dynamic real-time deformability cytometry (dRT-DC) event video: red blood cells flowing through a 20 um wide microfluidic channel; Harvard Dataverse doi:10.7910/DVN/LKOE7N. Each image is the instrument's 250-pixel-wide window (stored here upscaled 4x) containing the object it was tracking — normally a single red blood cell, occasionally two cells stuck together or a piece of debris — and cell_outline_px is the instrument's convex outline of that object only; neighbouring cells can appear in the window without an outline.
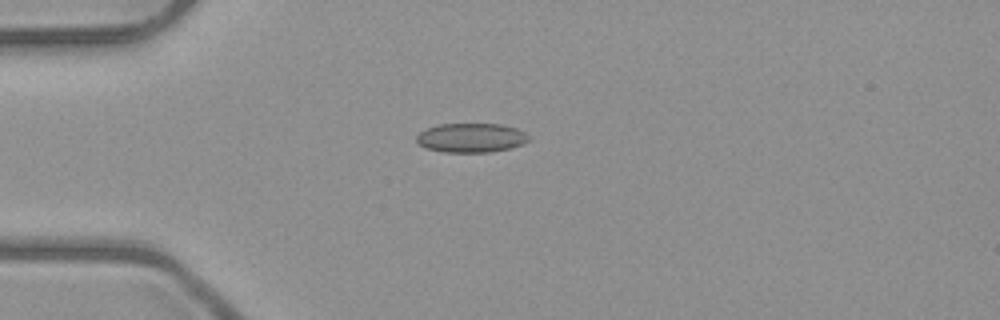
{"species": "common noctule bat (a hibernating species)", "species_latin": "Nyctalus noctula", "temperature_condition": "room temperature", "stored_images_in_passage": 4, "camera_frame_rate_fps": 3000, "um_per_image_px": 0.085, "animal": {"sex": "male", "body_mass_g": 23.1, "forearm_length_mm": 52.7}, "frame": {"image": 1, "passage_image": 2, "time_ms": 1.0, "image_size_px": [1000, 320], "cell_outline_px": [[528, 140], [524, 144], [512, 148], [488, 152], [444, 152], [424, 148], [416, 140], [416, 136], [420, 132], [428, 128], [440, 124], [500, 124], [516, 128], [524, 132], [528, 136]], "centroid_in_image_um": [40.05, 11.72], "position_along_channel_um": 45.0, "area_um2": 19.07}}
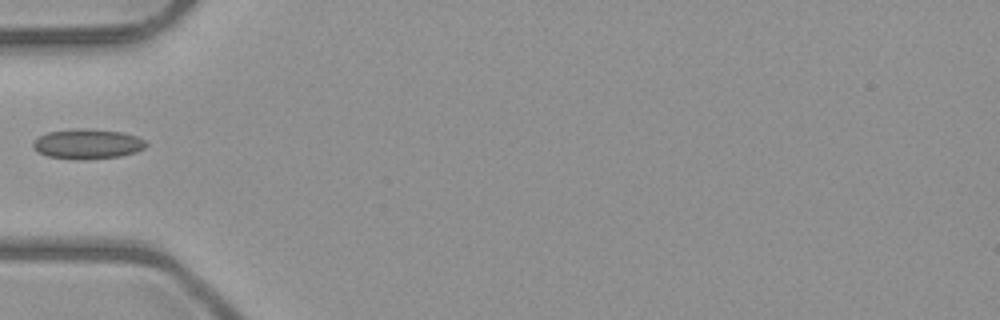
{"frame": {"image": 2, "passage_image": 3, "time_ms": 2.333, "image_size_px": [1000, 320], "cell_outline_px": [[148, 144], [144, 148], [136, 152], [120, 156], [84, 160], [76, 160], [48, 156], [32, 148], [32, 144], [40, 136], [48, 132], [124, 132], [136, 136], [144, 140]], "centroid_in_image_um": [7.48, 12.31], "position_along_channel_um": 77.5, "area_um2": 18.55}}
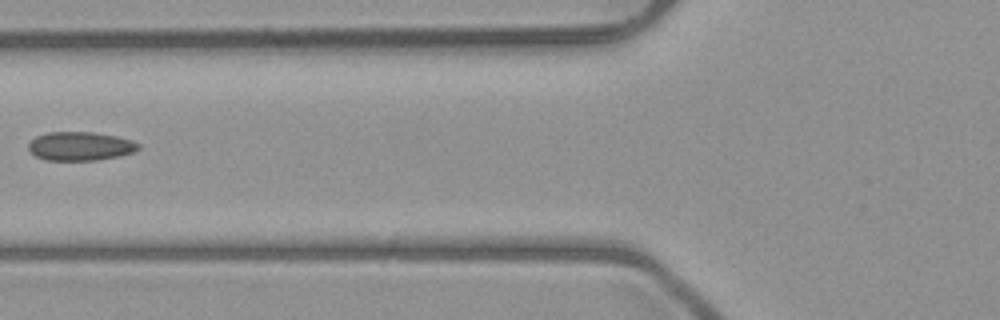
{"frame": {"image": 3, "passage_image": 4, "time_ms": 3.333, "image_size_px": [1000, 320], "cell_outline_px": [[140, 148], [132, 152], [120, 156], [96, 160], [44, 160], [36, 156], [28, 148], [28, 144], [36, 136], [48, 132], [92, 132], [116, 136], [132, 140], [140, 144]], "centroid_in_image_um": [6.83, 12.42], "position_along_channel_um": 119.0, "area_um2": 18.38}}